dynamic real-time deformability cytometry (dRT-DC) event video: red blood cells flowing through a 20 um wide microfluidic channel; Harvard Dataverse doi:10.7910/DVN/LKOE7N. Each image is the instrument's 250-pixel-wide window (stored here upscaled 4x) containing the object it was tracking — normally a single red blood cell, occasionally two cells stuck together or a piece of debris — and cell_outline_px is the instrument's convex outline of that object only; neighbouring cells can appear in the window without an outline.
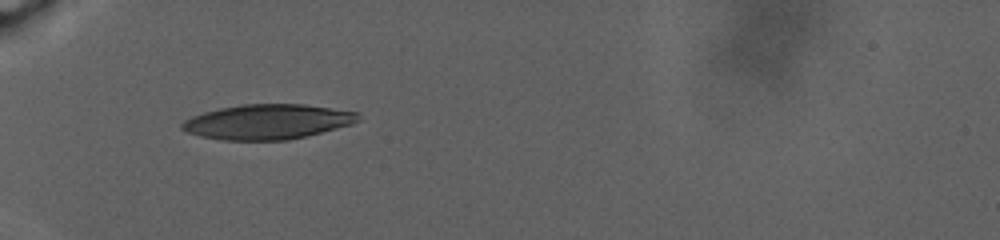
{"species": "human", "species_latin": "Homo sapiens", "temperature_condition": "warm", "stored_images_in_passage": 99, "camera_frame_rate_fps": 3000, "um_per_image_px": 0.085, "donor": {"sex": "male"}, "frame": {"image": 1, "passage_image": 1, "time_ms": 0.0, "image_size_px": [1000, 240], "cell_outline_px": [[360, 120], [352, 124], [288, 140], [220, 140], [200, 136], [188, 132], [180, 128], [180, 124], [184, 120], [192, 116], [204, 112], [220, 108], [240, 104], [304, 104], [360, 112]], "centroid_in_image_um": [22.73, 10.34], "position_along_channel_um": 62.3, "area_um2": 35.89}}
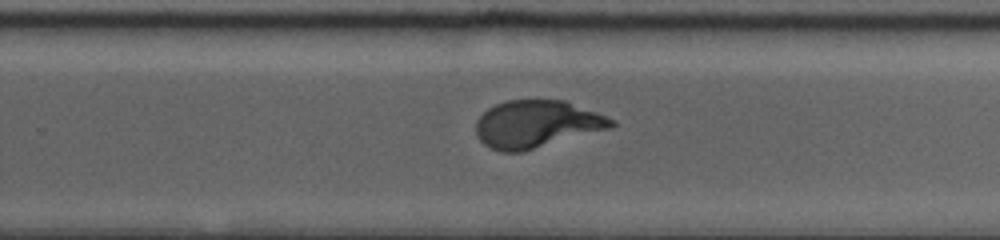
{"frame": {"image": 2, "passage_image": 45, "time_ms": 11.0, "image_size_px": [1000, 240], "cell_outline_px": [[616, 124], [612, 128], [524, 152], [504, 152], [492, 148], [484, 144], [476, 136], [476, 120], [488, 108], [496, 104], [508, 100], [564, 100], [596, 112], [616, 120]], "centroid_in_image_um": [45.63, 10.56], "position_along_channel_um": 284.2, "area_um2": 37.57}}
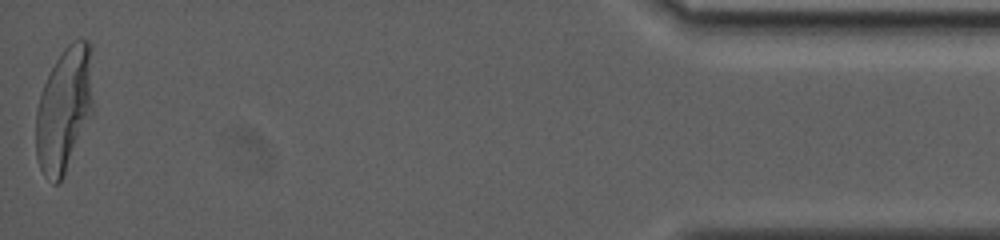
{"frame": {"image": 3, "passage_image": 98, "time_ms": 21.0, "image_size_px": [1000, 240], "cell_outline_px": [[92, 116], [64, 176], [56, 184], [52, 184], [44, 176], [36, 160], [36, 108], [40, 92], [60, 52], [72, 40], [88, 40], [92, 44]], "centroid_in_image_um": [5.46, 9.31], "position_along_channel_um": 429.7, "area_um2": 42.25}, "authors_computed_cell_mechanics": {"area_um2": 37.6856, "velocity_mm_per_s": 2.1691, "shape_relaxation_time_tau1_ms": 7.6949, "shape_relaxation_time_tau2_ms": null, "deformation_change_tau1": 0.2452, "deformation_change_tau2": null}}